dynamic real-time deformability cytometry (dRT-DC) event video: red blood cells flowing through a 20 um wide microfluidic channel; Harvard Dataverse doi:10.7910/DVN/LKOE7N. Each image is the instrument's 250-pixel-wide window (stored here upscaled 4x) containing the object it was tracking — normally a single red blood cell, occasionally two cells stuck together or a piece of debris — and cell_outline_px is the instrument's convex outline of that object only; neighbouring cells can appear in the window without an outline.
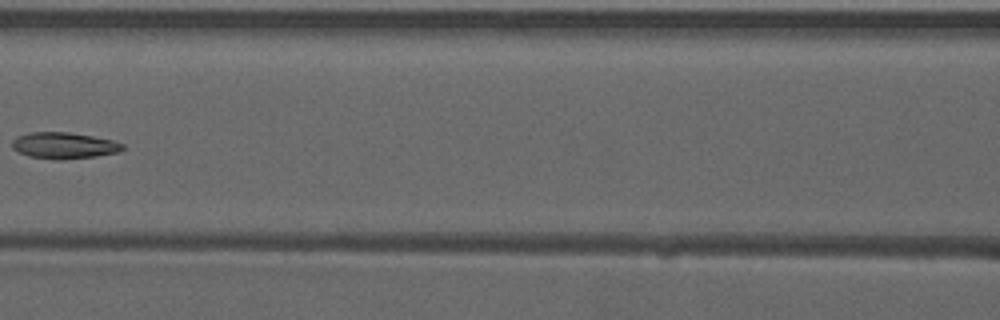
{"species": "common noctule bat (a hibernating species)", "species_latin": "Nyctalus noctula", "temperature_condition": "warm", "stored_images_in_passage": 7, "camera_frame_rate_fps": 3000, "um_per_image_px": 0.085, "animal": {"sex": "male", "forearm_length_mm": 52.5}, "frame": {"image": 1, "passage_image": 7, "time_ms": 2.0, "image_size_px": [1000, 320], "cell_outline_px": [[124, 148], [120, 152], [96, 156], [60, 160], [28, 156], [12, 148], [12, 140], [16, 136], [28, 132], [68, 132], [92, 136], [112, 140], [124, 144]], "centroid_in_image_um": [5.43, 12.36], "position_along_channel_um": 161.2, "area_um2": 16.99}}